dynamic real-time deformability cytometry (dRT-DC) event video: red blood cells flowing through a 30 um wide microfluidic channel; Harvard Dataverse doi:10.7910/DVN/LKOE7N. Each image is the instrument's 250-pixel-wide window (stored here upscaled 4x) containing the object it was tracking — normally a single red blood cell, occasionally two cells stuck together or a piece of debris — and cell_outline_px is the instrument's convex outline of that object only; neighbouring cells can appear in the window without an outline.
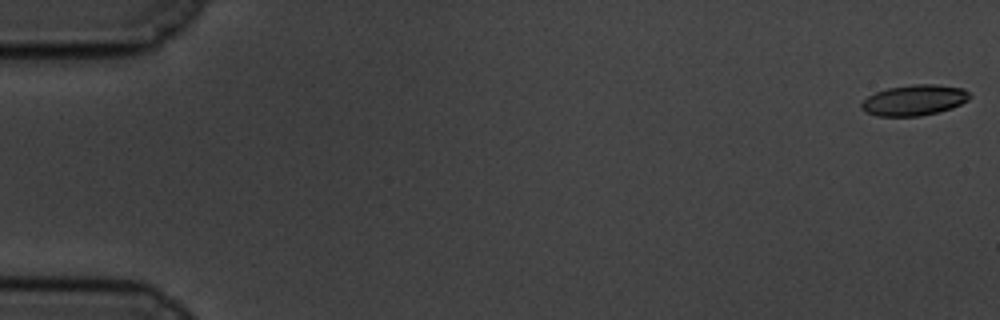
{"species": "common noctule bat (a hibernating species)", "species_latin": "Nyctalus noctula", "temperature_condition": "cold", "stored_images_in_passage": 9, "camera_frame_rate_fps": 3000, "um_per_image_px": 0.085, "animal": {"sex": "male", "body_mass_g": 19.5, "forearm_length_mm": 54.6}, "frame": {"image": 1, "passage_image": 1, "time_ms": 0.0, "image_size_px": [1000, 320], "cell_outline_px": [[972, 96], [968, 100], [952, 108], [920, 116], [876, 116], [864, 112], [860, 108], [860, 104], [868, 96], [876, 92], [888, 88], [916, 84], [936, 84], [964, 88]], "centroid_in_image_um": [77.7, 8.51], "position_along_channel_um": 7.3, "area_um2": 19.42}}